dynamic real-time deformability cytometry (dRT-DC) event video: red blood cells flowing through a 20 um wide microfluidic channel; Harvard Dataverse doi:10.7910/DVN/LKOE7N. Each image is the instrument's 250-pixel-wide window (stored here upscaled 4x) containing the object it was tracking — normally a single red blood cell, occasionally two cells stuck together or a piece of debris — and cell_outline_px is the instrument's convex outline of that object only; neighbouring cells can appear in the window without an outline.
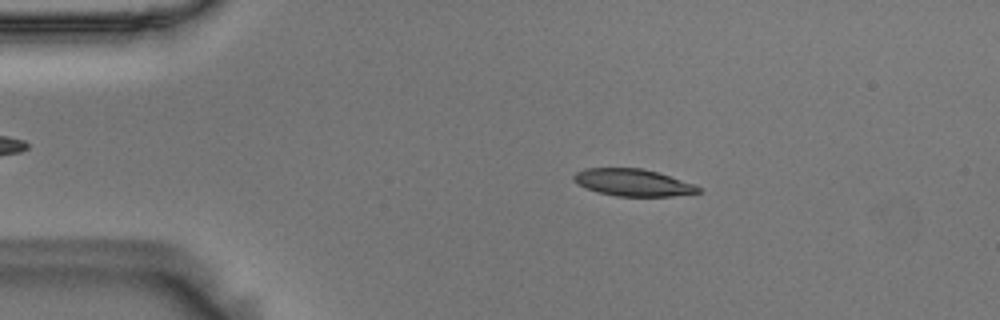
{"species": "Egyptian fruit bat (a non-hibernating species)", "species_latin": "Rousettus aegyptiacus", "temperature_condition": "room temperature", "stored_images_in_passage": 54, "camera_frame_rate_fps": 3000, "um_per_image_px": 0.085, "animal": {"sex": "male"}, "frame": {"image": 1, "passage_image": 10, "time_ms": 3.0, "image_size_px": [1000, 320], "cell_outline_px": [[700, 192], [672, 196], [616, 196], [600, 192], [576, 184], [572, 180], [572, 176], [576, 172], [584, 168], [640, 168], [656, 172], [696, 184], [700, 188]], "centroid_in_image_um": [53.77, 15.51], "position_along_channel_um": 31.2, "area_um2": 19.54}}
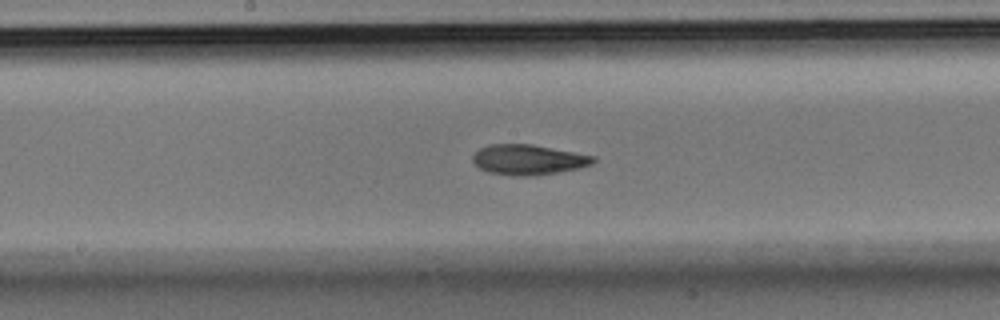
{"frame": {"image": 2, "passage_image": 28, "time_ms": 9.0, "image_size_px": [1000, 320], "cell_outline_px": [[596, 160], [592, 164], [580, 168], [556, 172], [528, 176], [512, 176], [488, 172], [480, 168], [472, 160], [472, 156], [480, 148], [488, 144], [532, 144], [596, 156]], "centroid_in_image_um": [44.91, 13.57], "position_along_channel_um": 203.3, "area_um2": 21.21}}
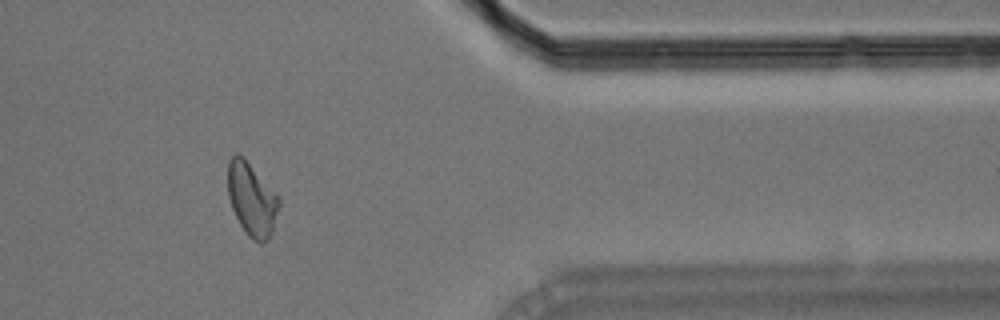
{"frame": {"image": 3, "passage_image": 45, "time_ms": 14.667, "image_size_px": [1000, 320], "cell_outline_px": [[280, 204], [268, 240], [264, 244], [260, 244], [248, 236], [240, 224], [232, 208], [228, 196], [228, 160], [236, 152], [244, 156], [280, 196]], "centroid_in_image_um": [21.4, 16.9], "position_along_channel_um": 390.0, "area_um2": 22.02}, "authors_computed_cell_mechanics": {"area_um2": 20.8658, "velocity_mm_per_s": 3.6542, "shape_relaxation_time_tau1_ms": 7.3174, "shape_relaxation_time_tau2_ms": 2.987, "deformation_change_tau1": 0.192, "deformation_change_tau2": 0.0902}}